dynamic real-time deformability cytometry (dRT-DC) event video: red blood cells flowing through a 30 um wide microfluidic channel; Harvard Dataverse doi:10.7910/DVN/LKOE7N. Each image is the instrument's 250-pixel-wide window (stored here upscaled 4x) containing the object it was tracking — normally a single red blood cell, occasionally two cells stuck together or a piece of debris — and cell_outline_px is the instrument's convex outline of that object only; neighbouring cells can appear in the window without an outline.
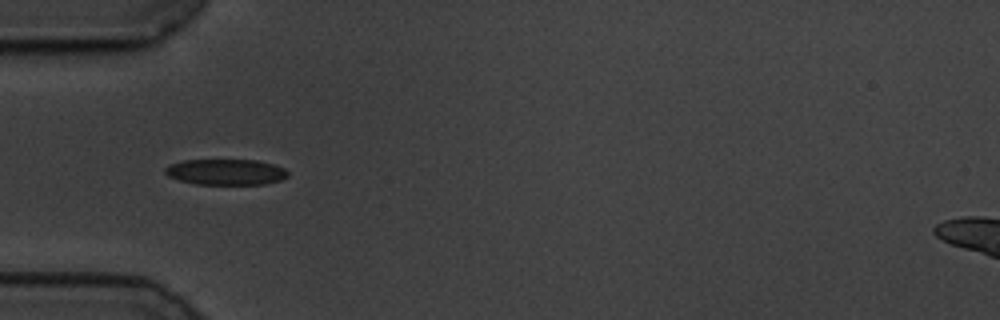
{"species": "common noctule bat (a hibernating species)", "species_latin": "Nyctalus noctula", "temperature_condition": "cold", "stored_images_in_passage": 37, "camera_frame_rate_fps": 3000, "um_per_image_px": 0.085, "animal": {"sex": "male", "body_mass_g": 19.5, "forearm_length_mm": 54.6}, "frame": {"image": 1, "passage_image": 1, "time_ms": 0.0, "image_size_px": [1000, 320], "cell_outline_px": [[288, 176], [280, 180], [264, 184], [196, 184], [180, 180], [168, 176], [164, 172], [164, 168], [168, 164], [184, 160], [256, 160], [272, 164], [284, 168], [288, 172]], "centroid_in_image_um": [19.17, 14.61], "position_along_channel_um": 65.8, "area_um2": 18.44}}
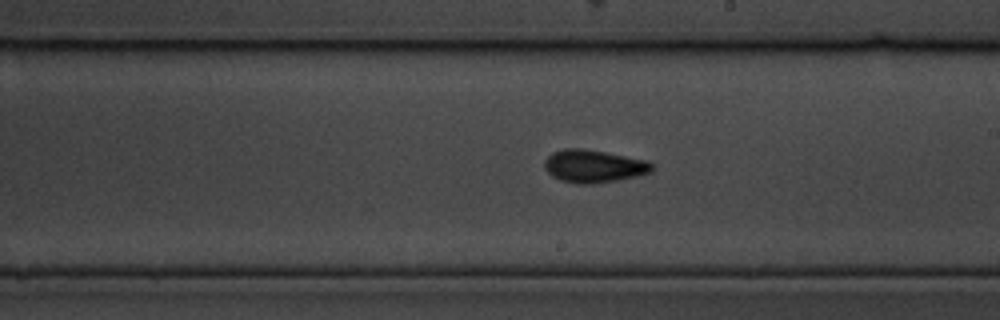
{"frame": {"image": 2, "passage_image": 16, "time_ms": 5.0, "image_size_px": [1000, 320], "cell_outline_px": [[656, 168], [652, 172], [636, 176], [616, 180], [592, 184], [576, 184], [560, 180], [552, 176], [544, 168], [544, 160], [552, 152], [564, 148], [580, 148], [604, 152], [648, 160]], "centroid_in_image_um": [50.46, 14.12], "position_along_channel_um": 238.5, "area_um2": 20.63}}
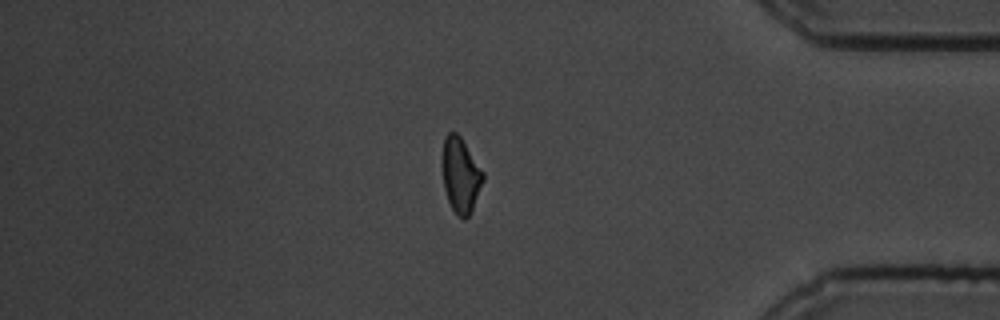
{"frame": {"image": 3, "passage_image": 32, "time_ms": 10.333, "image_size_px": [1000, 320], "cell_outline_px": [[484, 180], [472, 208], [468, 216], [464, 220], [452, 208], [448, 200], [444, 188], [440, 164], [444, 136], [448, 132], [456, 132], [460, 136], [484, 172]], "centroid_in_image_um": [39.11, 14.83], "position_along_channel_um": 396.1, "area_um2": 17.98}, "authors_computed_cell_mechanics": {"area_um2": 19.0162, "velocity_mm_per_s": 3.4725, "shape_relaxation_time_tau1_ms": 2.9856, "shape_relaxation_time_tau2_ms": 3.1815, "deformation_change_tau1": 0.0854, "deformation_change_tau2": 0.087}}